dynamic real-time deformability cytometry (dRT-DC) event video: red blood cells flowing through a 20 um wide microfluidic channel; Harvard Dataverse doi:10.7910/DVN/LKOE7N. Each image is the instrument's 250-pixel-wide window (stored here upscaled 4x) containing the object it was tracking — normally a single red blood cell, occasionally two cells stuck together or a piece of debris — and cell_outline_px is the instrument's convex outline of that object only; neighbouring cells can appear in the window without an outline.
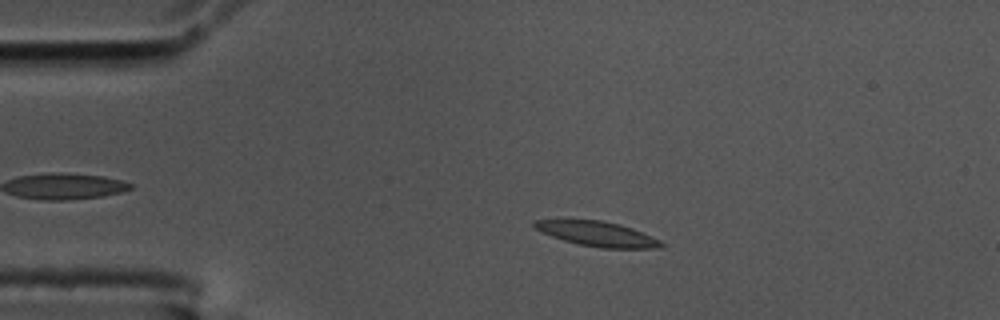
{"species": "common noctule bat (a hibernating species)", "species_latin": "Nyctalus noctula", "temperature_condition": "cold", "stored_images_in_passage": 40, "camera_frame_rate_fps": 3000, "um_per_image_px": 0.085, "animal": {"sex": "male", "body_mass_g": 17.5, "forearm_length_mm": 52.3}, "frame": {"image": 1, "passage_image": 7, "time_ms": 2.0, "image_size_px": [1000, 320], "cell_outline_px": [[664, 244], [660, 248], [600, 248], [580, 244], [564, 240], [552, 236], [536, 228], [532, 224], [532, 220], [600, 220], [620, 224], [632, 228], [660, 240]], "centroid_in_image_um": [50.8, 19.88], "position_along_channel_um": 34.2, "area_um2": 18.03}}
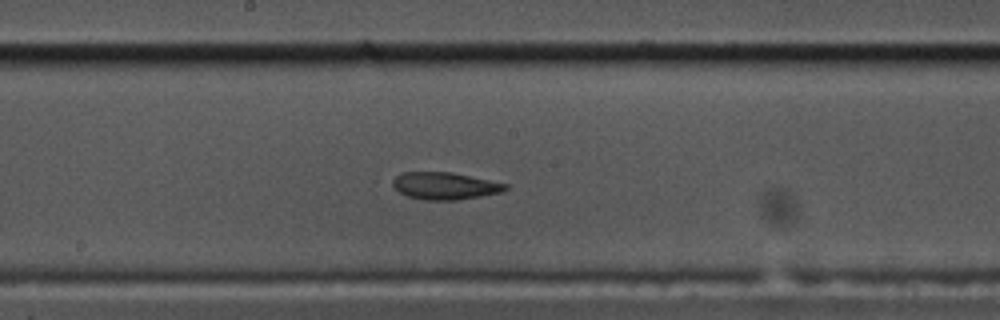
{"frame": {"image": 2, "passage_image": 25, "time_ms": 8.0, "image_size_px": [1000, 320], "cell_outline_px": [[508, 188], [500, 192], [480, 196], [456, 200], [424, 200], [408, 196], [400, 192], [392, 184], [392, 180], [400, 172], [452, 172], [508, 184]], "centroid_in_image_um": [37.8, 15.79], "position_along_channel_um": 210.4, "area_um2": 17.74}}
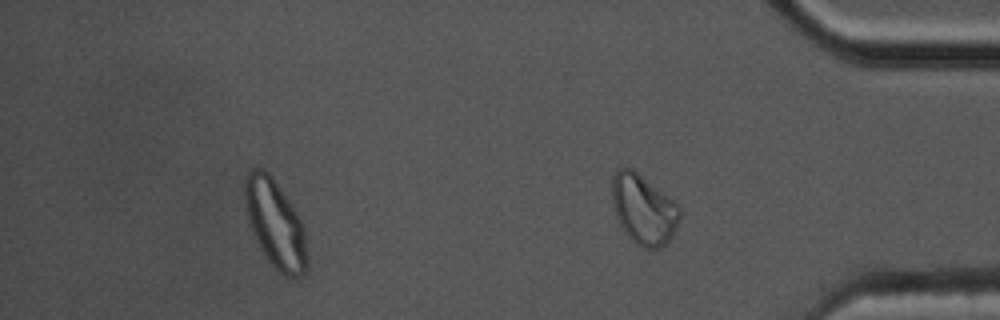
{"frame": {"image": 3, "passage_image": 40, "time_ms": 13.0, "image_size_px": [1000, 320], "cell_outline_px": [[680, 216], [676, 228], [672, 236], [660, 248], [644, 248], [636, 244], [628, 236], [620, 224], [612, 208], [612, 176], [620, 168], [632, 168], [672, 200], [680, 208]], "centroid_in_image_um": [54.67, 17.8], "position_along_channel_um": 380.5, "area_um2": 27.17}, "authors_computed_cell_mechanics": {"area_um2": 18.0336, "velocity_mm_per_s": 3.584, "shape_relaxation_time_tau1_ms": null, "shape_relaxation_time_tau2_ms": 2.3841, "deformation_change_tau1": null, "deformation_change_tau2": 0.0656}}